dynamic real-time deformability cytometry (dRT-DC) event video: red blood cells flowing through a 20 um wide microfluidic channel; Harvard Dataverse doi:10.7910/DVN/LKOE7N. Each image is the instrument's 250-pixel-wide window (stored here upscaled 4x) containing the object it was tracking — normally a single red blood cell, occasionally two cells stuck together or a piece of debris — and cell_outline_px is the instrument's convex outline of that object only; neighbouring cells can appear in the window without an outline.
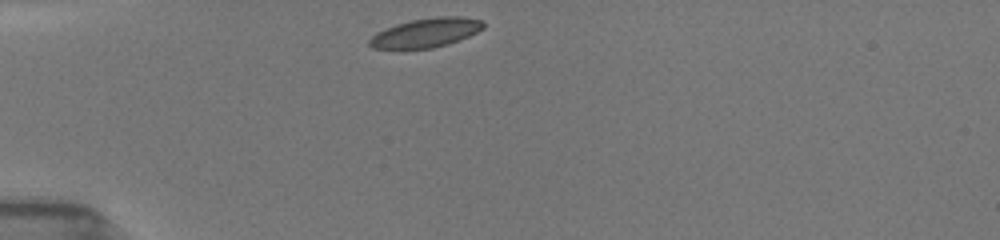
{"species": "common noctule bat (a hibernating species)", "species_latin": "Nyctalus noctula", "temperature_condition": "room temperature", "stored_images_in_passage": 38, "camera_frame_rate_fps": 3000, "um_per_image_px": 0.085, "animal": {"sex": "female", "body_mass_g": 19.5, "forearm_length_mm": 54.1}, "frame": {"image": 1, "passage_image": 1, "time_ms": 0.0, "image_size_px": [1000, 240], "cell_outline_px": [[484, 28], [468, 36], [448, 44], [432, 48], [372, 48], [368, 44], [368, 40], [376, 32], [396, 24], [412, 20], [436, 16], [460, 16], [480, 20], [484, 24]], "centroid_in_image_um": [36.19, 2.77], "position_along_channel_um": 48.8, "area_um2": 19.13}}
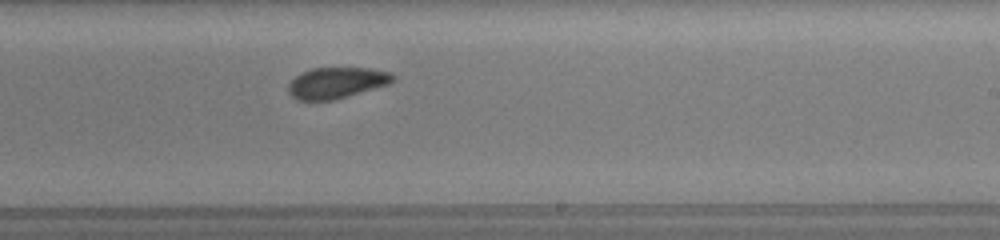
{"frame": {"image": 2, "passage_image": 19, "time_ms": 6.0, "image_size_px": [1000, 240], "cell_outline_px": [[396, 80], [388, 84], [332, 100], [296, 100], [288, 92], [288, 84], [300, 72], [312, 68], [368, 68], [392, 72], [396, 76]], "centroid_in_image_um": [28.61, 7.02], "position_along_channel_um": 260.4, "area_um2": 18.9}}
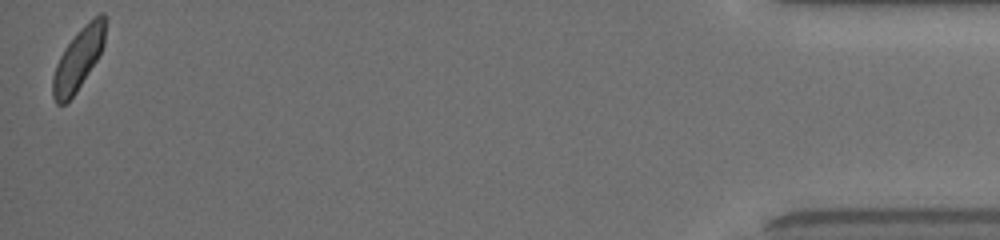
{"frame": {"image": 3, "passage_image": 38, "time_ms": 12.333, "image_size_px": [1000, 240], "cell_outline_px": [[104, 44], [96, 60], [76, 92], [64, 104], [56, 104], [52, 96], [52, 76], [56, 64], [64, 48], [76, 32], [88, 20], [100, 12], [104, 12]], "centroid_in_image_um": [6.62, 5.01], "position_along_channel_um": 428.6, "area_um2": 18.67}, "authors_computed_cell_mechanics": {"area_um2": 19.5942, "velocity_mm_per_s": 3.9352, "shape_relaxation_time_tau1_ms": 2.6873, "shape_relaxation_time_tau2_ms": 3.255, "deformation_change_tau1": 0.0879, "deformation_change_tau2": 0.0703}}